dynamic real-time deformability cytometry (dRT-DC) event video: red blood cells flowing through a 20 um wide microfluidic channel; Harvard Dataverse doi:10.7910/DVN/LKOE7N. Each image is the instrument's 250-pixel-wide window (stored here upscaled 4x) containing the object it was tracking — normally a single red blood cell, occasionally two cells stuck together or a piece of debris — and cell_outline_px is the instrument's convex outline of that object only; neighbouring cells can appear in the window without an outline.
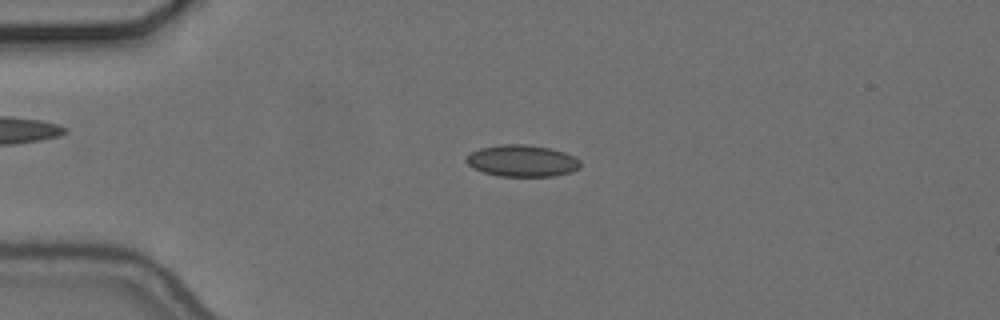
{"species": "common noctule bat (a hibernating species)", "species_latin": "Nyctalus noctula", "temperature_condition": "cold", "stored_images_in_passage": 51, "camera_frame_rate_fps": 3000, "um_per_image_px": 0.085, "animal": {"sex": "female", "body_mass_g": 24.6, "forearm_length_mm": 56.2}, "frame": {"image": 1, "passage_image": 9, "time_ms": 2.667, "image_size_px": [1000, 320], "cell_outline_px": [[580, 168], [572, 172], [552, 176], [500, 176], [484, 172], [472, 168], [464, 160], [464, 156], [480, 148], [500, 144], [524, 144], [548, 148], [564, 152], [576, 156], [580, 160]], "centroid_in_image_um": [44.37, 13.67], "position_along_channel_um": 40.6, "area_um2": 21.21}}
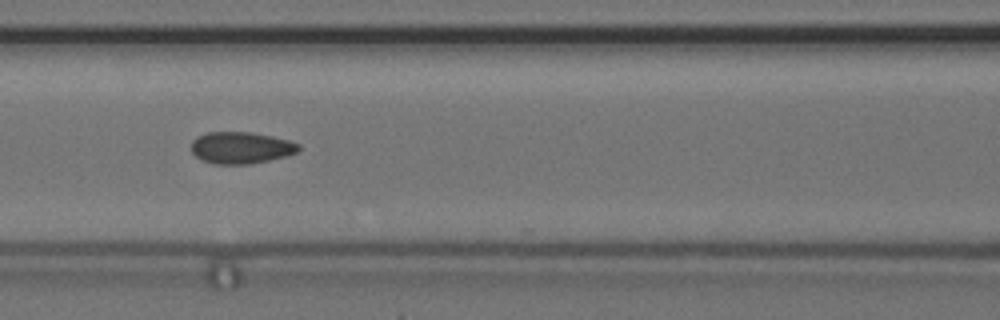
{"frame": {"image": 2, "passage_image": 20, "time_ms": 6.333, "image_size_px": [1000, 320], "cell_outline_px": [[300, 148], [296, 152], [288, 156], [252, 164], [216, 164], [200, 160], [192, 152], [192, 140], [196, 136], [208, 132], [252, 132], [272, 136], [288, 140], [300, 144]], "centroid_in_image_um": [20.48, 12.56], "position_along_channel_um": 146.1, "area_um2": 20.06}}
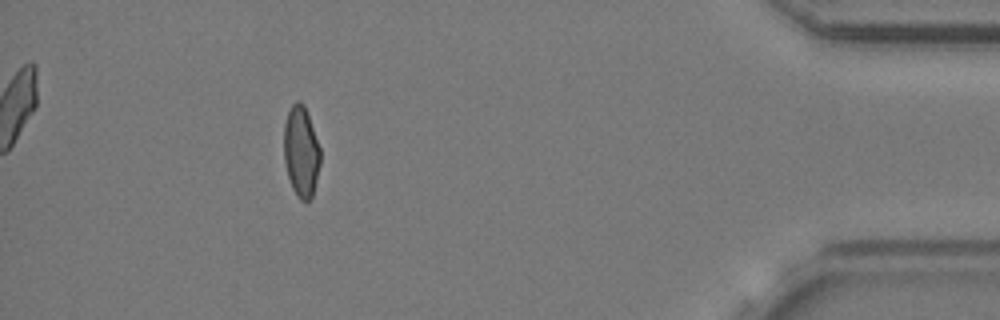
{"frame": {"image": 3, "passage_image": 46, "time_ms": 15.0, "image_size_px": [1000, 320], "cell_outline_px": [[320, 164], [312, 196], [308, 200], [300, 200], [296, 196], [292, 188], [288, 176], [284, 160], [284, 124], [288, 112], [292, 104], [296, 100], [300, 100], [304, 104], [320, 148]], "centroid_in_image_um": [25.58, 12.87], "position_along_channel_um": 409.6, "area_um2": 19.19}, "authors_computed_cell_mechanics": {"area_um2": 19.8254, "velocity_mm_per_s": 3.6772, "shape_relaxation_time_tau1_ms": null, "shape_relaxation_time_tau2_ms": 1.499, "deformation_change_tau1": null, "deformation_change_tau2": 0.0445}}